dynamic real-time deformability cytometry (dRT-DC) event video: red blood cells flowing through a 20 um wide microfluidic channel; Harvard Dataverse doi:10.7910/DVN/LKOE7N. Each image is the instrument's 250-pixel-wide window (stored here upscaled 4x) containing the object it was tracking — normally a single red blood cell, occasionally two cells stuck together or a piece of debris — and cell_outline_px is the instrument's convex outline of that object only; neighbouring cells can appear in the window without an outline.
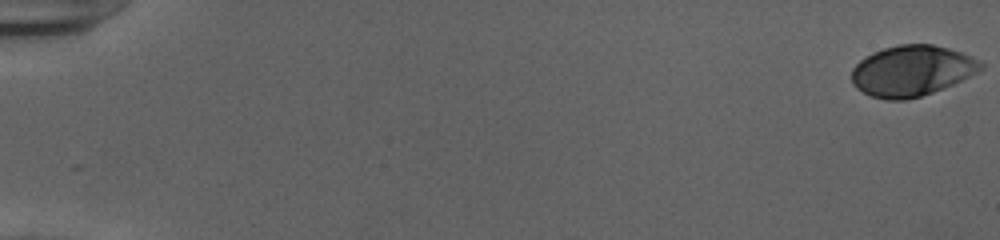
{"species": "human", "species_latin": "Homo sapiens", "temperature_condition": "cold", "stored_images_in_passage": 54, "camera_frame_rate_fps": 3000, "um_per_image_px": 0.085, "donor": {"sex": "female"}, "frame": {"image": 1, "passage_image": 1, "time_ms": 0.0, "image_size_px": [1000, 240], "cell_outline_px": [[984, 68], [952, 84], [932, 92], [908, 100], [888, 100], [872, 96], [856, 88], [852, 84], [852, 68], [860, 60], [872, 52], [884, 48], [900, 44], [932, 44], [948, 48], [972, 56], [980, 60], [984, 64]], "centroid_in_image_um": [77.49, 6.01], "position_along_channel_um": 7.5, "area_um2": 37.97}}
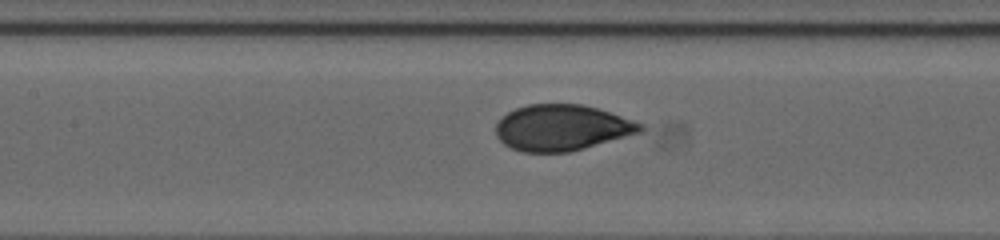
{"frame": {"image": 2, "passage_image": 27, "time_ms": 8.667, "image_size_px": [1000, 240], "cell_outline_px": [[648, 128], [644, 132], [584, 148], [568, 152], [524, 152], [512, 148], [504, 144], [496, 136], [496, 120], [508, 112], [516, 108], [528, 104], [580, 104], [596, 108], [644, 124]], "centroid_in_image_um": [47.77, 10.85], "position_along_channel_um": 159.6, "area_um2": 38.84}}
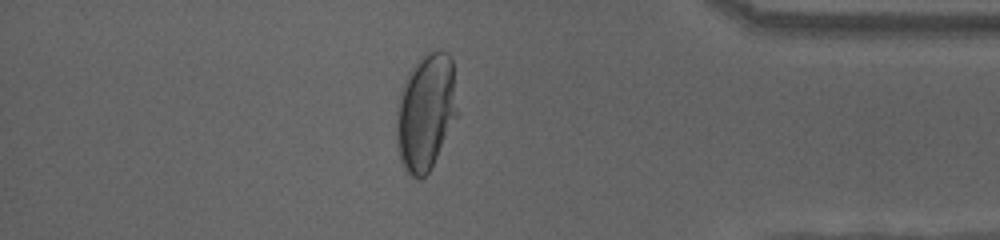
{"frame": {"image": 3, "passage_image": 47, "time_ms": 15.333, "image_size_px": [1000, 240], "cell_outline_px": [[460, 112], [428, 172], [420, 180], [412, 176], [404, 168], [400, 160], [396, 144], [396, 112], [400, 92], [404, 80], [408, 72], [420, 56], [428, 52], [440, 48], [448, 52], [452, 60]], "centroid_in_image_um": [36.21, 9.46], "position_along_channel_um": 399.0, "area_um2": 42.25}, "authors_computed_cell_mechanics": {"area_um2": 38.8416, "velocity_mm_per_s": 3.9449, "shape_relaxation_time_tau1_ms": 4.5018, "shape_relaxation_time_tau2_ms": null, "deformation_change_tau1": 0.1997, "deformation_change_tau2": null}}